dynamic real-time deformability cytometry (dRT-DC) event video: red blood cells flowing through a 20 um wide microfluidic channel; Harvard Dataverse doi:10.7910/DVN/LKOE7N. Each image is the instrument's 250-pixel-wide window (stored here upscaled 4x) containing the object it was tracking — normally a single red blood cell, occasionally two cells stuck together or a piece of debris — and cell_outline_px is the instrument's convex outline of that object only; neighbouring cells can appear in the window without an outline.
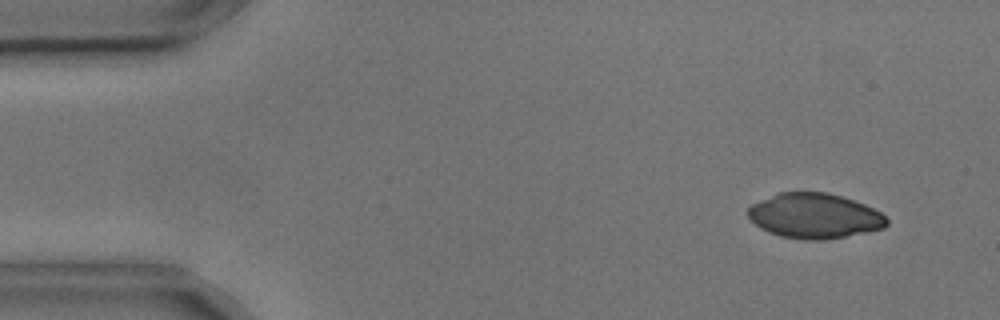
{"species": "common noctule bat (a hibernating species)", "species_latin": "Nyctalus noctula", "temperature_condition": "cold", "stored_images_in_passage": 5, "camera_frame_rate_fps": 3000, "um_per_image_px": 0.085, "animal": {"sex": "male", "body_mass_g": 17.9, "forearm_length_mm": 54.2}, "frame": {"image": 1, "passage_image": 1, "time_ms": 0.0, "image_size_px": [1000, 320], "cell_outline_px": [[888, 224], [884, 228], [868, 232], [824, 240], [804, 240], [780, 236], [768, 232], [760, 228], [744, 212], [752, 204], [776, 192], [828, 192], [864, 204], [880, 212], [888, 220]], "centroid_in_image_um": [69.2, 18.35], "position_along_channel_um": 15.8, "area_um2": 36.59}}